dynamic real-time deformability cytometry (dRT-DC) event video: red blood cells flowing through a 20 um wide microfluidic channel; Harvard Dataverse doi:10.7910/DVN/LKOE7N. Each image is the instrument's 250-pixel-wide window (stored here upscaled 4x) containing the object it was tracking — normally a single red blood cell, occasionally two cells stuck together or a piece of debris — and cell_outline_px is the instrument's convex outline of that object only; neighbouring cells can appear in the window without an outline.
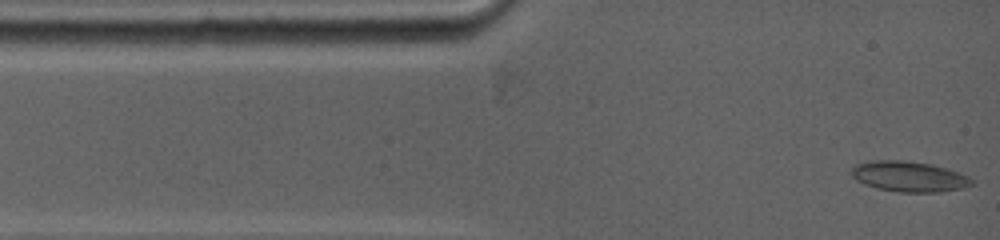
{"species": "common noctule bat (a hibernating species)", "species_latin": "Nyctalus noctula", "temperature_condition": "warm", "stored_images_in_passage": 11, "camera_frame_rate_fps": 5000, "um_per_image_px": 0.085, "animal": {"sex": "female", "body_mass_g": 19.0, "forearm_length_mm": 53.3}, "frame": {"image": 1, "passage_image": 1, "time_ms": 0.0, "image_size_px": [1000, 240], "cell_outline_px": [[972, 184], [956, 188], [932, 192], [900, 192], [880, 188], [856, 180], [852, 176], [852, 168], [856, 164], [868, 160], [904, 160], [932, 164], [968, 176], [972, 180]], "centroid_in_image_um": [77.2, 14.97], "position_along_channel_um": 7.8, "area_um2": 20.75}}
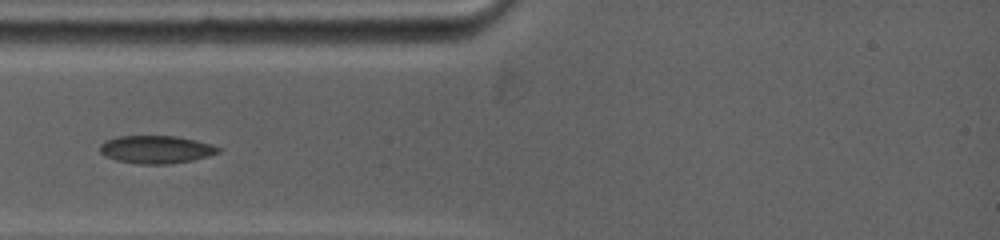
{"frame": {"image": 2, "passage_image": 8, "time_ms": 2.8, "image_size_px": [1000, 240], "cell_outline_px": [[220, 152], [208, 156], [192, 160], [168, 164], [140, 164], [116, 160], [104, 156], [100, 152], [100, 144], [116, 136], [176, 136], [196, 140], [212, 144], [220, 148]], "centroid_in_image_um": [13.27, 12.7], "position_along_channel_um": 71.7, "area_um2": 19.19}}
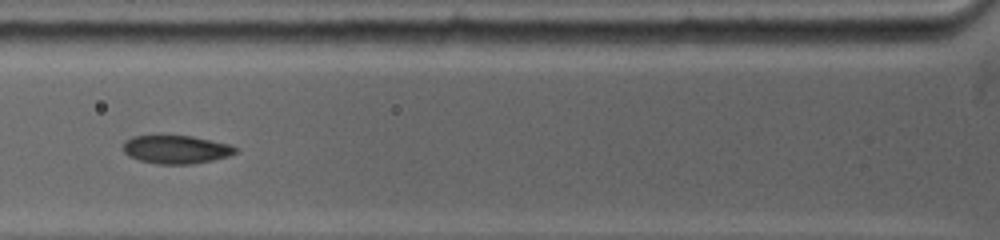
{"frame": {"image": 3, "passage_image": 10, "time_ms": 3.8, "image_size_px": [1000, 240], "cell_outline_px": [[236, 152], [228, 156], [212, 160], [192, 164], [160, 164], [140, 160], [128, 156], [124, 152], [124, 144], [132, 136], [192, 136], [228, 144], [236, 148]], "centroid_in_image_um": [14.96, 12.71], "position_along_channel_um": 110.8, "area_um2": 18.15}}